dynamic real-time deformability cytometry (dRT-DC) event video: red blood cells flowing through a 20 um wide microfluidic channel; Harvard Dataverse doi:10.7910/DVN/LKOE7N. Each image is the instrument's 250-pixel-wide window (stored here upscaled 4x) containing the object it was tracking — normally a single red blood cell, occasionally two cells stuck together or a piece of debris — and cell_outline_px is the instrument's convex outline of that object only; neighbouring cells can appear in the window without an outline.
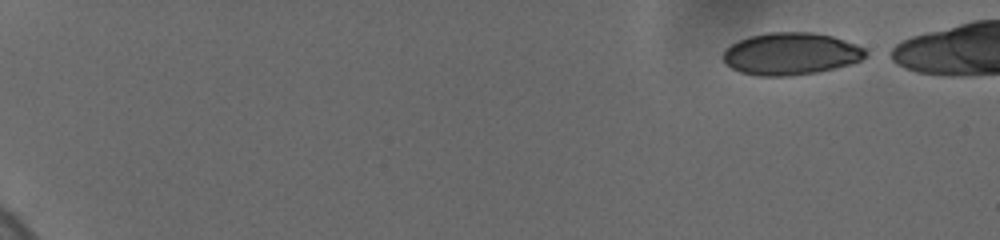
{"species": "human", "species_latin": "Homo sapiens", "temperature_condition": "cold", "stored_images_in_passage": 19, "camera_frame_rate_fps": 3000, "um_per_image_px": 0.085, "donor": {"sex": "female"}, "frame": {"image": 1, "passage_image": 1, "time_ms": 0.0, "image_size_px": [1000, 240], "cell_outline_px": [[868, 56], [852, 64], [820, 72], [792, 76], [760, 76], [740, 72], [724, 64], [720, 56], [724, 48], [748, 36], [768, 32], [812, 32], [832, 36], [856, 44], [864, 48], [868, 52]], "centroid_in_image_um": [67.2, 4.58], "position_along_channel_um": 17.8, "area_um2": 35.66}}
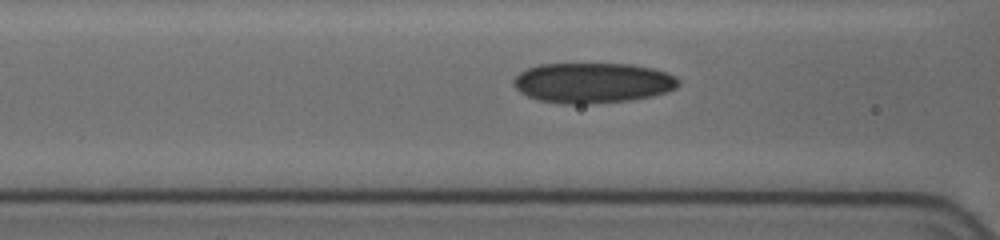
{"frame": {"image": 2, "passage_image": 15, "time_ms": 7.333, "image_size_px": [1000, 240], "cell_outline_px": [[680, 84], [676, 88], [668, 92], [652, 96], [628, 100], [584, 104], [564, 104], [540, 100], [528, 96], [520, 92], [512, 84], [512, 80], [520, 72], [528, 68], [540, 64], [632, 64], [652, 68], [668, 72], [676, 76], [680, 80]], "centroid_in_image_um": [50.41, 7.03], "position_along_channel_um": 116.2, "area_um2": 38.84}}
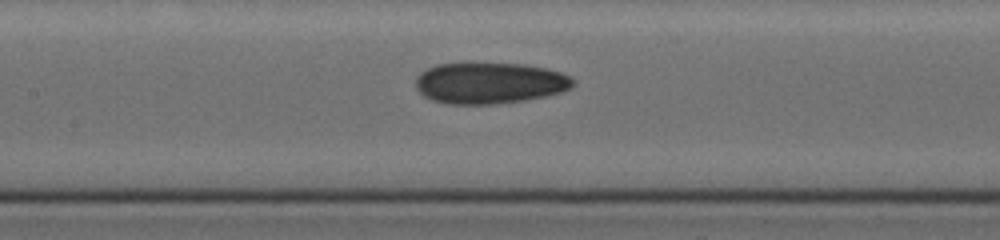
{"frame": {"image": 3, "passage_image": 18, "time_ms": 8.667, "image_size_px": [1000, 240], "cell_outline_px": [[572, 88], [564, 92], [524, 100], [492, 104], [448, 104], [432, 100], [424, 96], [416, 88], [416, 76], [420, 72], [436, 64], [524, 64], [548, 68], [560, 72], [568, 76], [572, 80]], "centroid_in_image_um": [41.61, 7.06], "position_along_channel_um": 165.8, "area_um2": 37.63}}